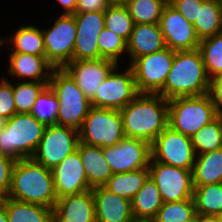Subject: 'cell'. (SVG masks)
<instances>
[{
	"mask_svg": "<svg viewBox=\"0 0 222 222\" xmlns=\"http://www.w3.org/2000/svg\"><path fill=\"white\" fill-rule=\"evenodd\" d=\"M6 40L0 39V45H2Z\"/></svg>",
	"mask_w": 222,
	"mask_h": 222,
	"instance_id": "52",
	"label": "cell"
},
{
	"mask_svg": "<svg viewBox=\"0 0 222 222\" xmlns=\"http://www.w3.org/2000/svg\"><path fill=\"white\" fill-rule=\"evenodd\" d=\"M149 177V168L136 171L113 174L104 187L112 193L127 198L130 201L140 190Z\"/></svg>",
	"mask_w": 222,
	"mask_h": 222,
	"instance_id": "28",
	"label": "cell"
},
{
	"mask_svg": "<svg viewBox=\"0 0 222 222\" xmlns=\"http://www.w3.org/2000/svg\"><path fill=\"white\" fill-rule=\"evenodd\" d=\"M148 168L149 176L156 183L163 202H179L193 197L192 170L151 160Z\"/></svg>",
	"mask_w": 222,
	"mask_h": 222,
	"instance_id": "13",
	"label": "cell"
},
{
	"mask_svg": "<svg viewBox=\"0 0 222 222\" xmlns=\"http://www.w3.org/2000/svg\"><path fill=\"white\" fill-rule=\"evenodd\" d=\"M79 142V131L74 128L57 124L46 126L32 159L52 170L77 150Z\"/></svg>",
	"mask_w": 222,
	"mask_h": 222,
	"instance_id": "9",
	"label": "cell"
},
{
	"mask_svg": "<svg viewBox=\"0 0 222 222\" xmlns=\"http://www.w3.org/2000/svg\"><path fill=\"white\" fill-rule=\"evenodd\" d=\"M45 129L46 125L30 113H16L0 130V154L16 161L32 158Z\"/></svg>",
	"mask_w": 222,
	"mask_h": 222,
	"instance_id": "4",
	"label": "cell"
},
{
	"mask_svg": "<svg viewBox=\"0 0 222 222\" xmlns=\"http://www.w3.org/2000/svg\"><path fill=\"white\" fill-rule=\"evenodd\" d=\"M112 3V0H77L75 13L105 11Z\"/></svg>",
	"mask_w": 222,
	"mask_h": 222,
	"instance_id": "42",
	"label": "cell"
},
{
	"mask_svg": "<svg viewBox=\"0 0 222 222\" xmlns=\"http://www.w3.org/2000/svg\"><path fill=\"white\" fill-rule=\"evenodd\" d=\"M9 73L20 78H30L32 82L49 83L54 66L45 56H36L26 53L10 54ZM48 71L45 73L44 70ZM44 73V74H43Z\"/></svg>",
	"mask_w": 222,
	"mask_h": 222,
	"instance_id": "22",
	"label": "cell"
},
{
	"mask_svg": "<svg viewBox=\"0 0 222 222\" xmlns=\"http://www.w3.org/2000/svg\"><path fill=\"white\" fill-rule=\"evenodd\" d=\"M76 40L72 61L99 59V33L105 28L104 11L75 13Z\"/></svg>",
	"mask_w": 222,
	"mask_h": 222,
	"instance_id": "16",
	"label": "cell"
},
{
	"mask_svg": "<svg viewBox=\"0 0 222 222\" xmlns=\"http://www.w3.org/2000/svg\"><path fill=\"white\" fill-rule=\"evenodd\" d=\"M14 48L12 53H26L45 56V46L42 30L33 25L21 26L10 38Z\"/></svg>",
	"mask_w": 222,
	"mask_h": 222,
	"instance_id": "30",
	"label": "cell"
},
{
	"mask_svg": "<svg viewBox=\"0 0 222 222\" xmlns=\"http://www.w3.org/2000/svg\"><path fill=\"white\" fill-rule=\"evenodd\" d=\"M49 85L59 100L57 125L79 131L92 108L91 101L63 68L53 70Z\"/></svg>",
	"mask_w": 222,
	"mask_h": 222,
	"instance_id": "5",
	"label": "cell"
},
{
	"mask_svg": "<svg viewBox=\"0 0 222 222\" xmlns=\"http://www.w3.org/2000/svg\"><path fill=\"white\" fill-rule=\"evenodd\" d=\"M45 57L54 68H63L72 61L76 40V21L73 14L63 13L51 29L42 31Z\"/></svg>",
	"mask_w": 222,
	"mask_h": 222,
	"instance_id": "12",
	"label": "cell"
},
{
	"mask_svg": "<svg viewBox=\"0 0 222 222\" xmlns=\"http://www.w3.org/2000/svg\"><path fill=\"white\" fill-rule=\"evenodd\" d=\"M104 26L121 36L126 42L133 30V20L123 3H112L104 11Z\"/></svg>",
	"mask_w": 222,
	"mask_h": 222,
	"instance_id": "34",
	"label": "cell"
},
{
	"mask_svg": "<svg viewBox=\"0 0 222 222\" xmlns=\"http://www.w3.org/2000/svg\"><path fill=\"white\" fill-rule=\"evenodd\" d=\"M205 0H168V3L180 12L190 23L194 24L198 8Z\"/></svg>",
	"mask_w": 222,
	"mask_h": 222,
	"instance_id": "40",
	"label": "cell"
},
{
	"mask_svg": "<svg viewBox=\"0 0 222 222\" xmlns=\"http://www.w3.org/2000/svg\"><path fill=\"white\" fill-rule=\"evenodd\" d=\"M166 48L159 24H134L127 41V52L131 62L135 58L158 52Z\"/></svg>",
	"mask_w": 222,
	"mask_h": 222,
	"instance_id": "21",
	"label": "cell"
},
{
	"mask_svg": "<svg viewBox=\"0 0 222 222\" xmlns=\"http://www.w3.org/2000/svg\"><path fill=\"white\" fill-rule=\"evenodd\" d=\"M53 216L59 222H96L92 189L78 195L57 199Z\"/></svg>",
	"mask_w": 222,
	"mask_h": 222,
	"instance_id": "20",
	"label": "cell"
},
{
	"mask_svg": "<svg viewBox=\"0 0 222 222\" xmlns=\"http://www.w3.org/2000/svg\"><path fill=\"white\" fill-rule=\"evenodd\" d=\"M116 66L118 65L114 61L100 58L97 60L71 61L63 69L76 82L86 97L91 100L103 80Z\"/></svg>",
	"mask_w": 222,
	"mask_h": 222,
	"instance_id": "18",
	"label": "cell"
},
{
	"mask_svg": "<svg viewBox=\"0 0 222 222\" xmlns=\"http://www.w3.org/2000/svg\"><path fill=\"white\" fill-rule=\"evenodd\" d=\"M119 112L125 136L150 145L168 127V100L160 94L140 93Z\"/></svg>",
	"mask_w": 222,
	"mask_h": 222,
	"instance_id": "1",
	"label": "cell"
},
{
	"mask_svg": "<svg viewBox=\"0 0 222 222\" xmlns=\"http://www.w3.org/2000/svg\"><path fill=\"white\" fill-rule=\"evenodd\" d=\"M113 3H125L127 0H112Z\"/></svg>",
	"mask_w": 222,
	"mask_h": 222,
	"instance_id": "49",
	"label": "cell"
},
{
	"mask_svg": "<svg viewBox=\"0 0 222 222\" xmlns=\"http://www.w3.org/2000/svg\"><path fill=\"white\" fill-rule=\"evenodd\" d=\"M7 197L54 208L57 202L52 170L32 158L16 161Z\"/></svg>",
	"mask_w": 222,
	"mask_h": 222,
	"instance_id": "2",
	"label": "cell"
},
{
	"mask_svg": "<svg viewBox=\"0 0 222 222\" xmlns=\"http://www.w3.org/2000/svg\"><path fill=\"white\" fill-rule=\"evenodd\" d=\"M196 215L219 216L222 213V183L194 186Z\"/></svg>",
	"mask_w": 222,
	"mask_h": 222,
	"instance_id": "29",
	"label": "cell"
},
{
	"mask_svg": "<svg viewBox=\"0 0 222 222\" xmlns=\"http://www.w3.org/2000/svg\"><path fill=\"white\" fill-rule=\"evenodd\" d=\"M116 68L103 80L90 100L92 107L121 110L140 94L131 67L123 74L116 73Z\"/></svg>",
	"mask_w": 222,
	"mask_h": 222,
	"instance_id": "11",
	"label": "cell"
},
{
	"mask_svg": "<svg viewBox=\"0 0 222 222\" xmlns=\"http://www.w3.org/2000/svg\"><path fill=\"white\" fill-rule=\"evenodd\" d=\"M57 199L91 190L78 149L52 169Z\"/></svg>",
	"mask_w": 222,
	"mask_h": 222,
	"instance_id": "17",
	"label": "cell"
},
{
	"mask_svg": "<svg viewBox=\"0 0 222 222\" xmlns=\"http://www.w3.org/2000/svg\"><path fill=\"white\" fill-rule=\"evenodd\" d=\"M48 84L29 80L27 82L20 81L15 84L16 86L12 84L16 113H30L37 97Z\"/></svg>",
	"mask_w": 222,
	"mask_h": 222,
	"instance_id": "37",
	"label": "cell"
},
{
	"mask_svg": "<svg viewBox=\"0 0 222 222\" xmlns=\"http://www.w3.org/2000/svg\"><path fill=\"white\" fill-rule=\"evenodd\" d=\"M65 8V14H75L77 0H57Z\"/></svg>",
	"mask_w": 222,
	"mask_h": 222,
	"instance_id": "44",
	"label": "cell"
},
{
	"mask_svg": "<svg viewBox=\"0 0 222 222\" xmlns=\"http://www.w3.org/2000/svg\"><path fill=\"white\" fill-rule=\"evenodd\" d=\"M99 59H109L118 65V57L126 51L127 42L118 34L104 28L98 36Z\"/></svg>",
	"mask_w": 222,
	"mask_h": 222,
	"instance_id": "38",
	"label": "cell"
},
{
	"mask_svg": "<svg viewBox=\"0 0 222 222\" xmlns=\"http://www.w3.org/2000/svg\"><path fill=\"white\" fill-rule=\"evenodd\" d=\"M16 160L13 158L0 154V190L6 195L10 191L12 184V172Z\"/></svg>",
	"mask_w": 222,
	"mask_h": 222,
	"instance_id": "41",
	"label": "cell"
},
{
	"mask_svg": "<svg viewBox=\"0 0 222 222\" xmlns=\"http://www.w3.org/2000/svg\"><path fill=\"white\" fill-rule=\"evenodd\" d=\"M175 51L166 47L130 62L139 93L158 94L171 70Z\"/></svg>",
	"mask_w": 222,
	"mask_h": 222,
	"instance_id": "8",
	"label": "cell"
},
{
	"mask_svg": "<svg viewBox=\"0 0 222 222\" xmlns=\"http://www.w3.org/2000/svg\"><path fill=\"white\" fill-rule=\"evenodd\" d=\"M219 114L208 94L168 100V126L188 137H192Z\"/></svg>",
	"mask_w": 222,
	"mask_h": 222,
	"instance_id": "6",
	"label": "cell"
},
{
	"mask_svg": "<svg viewBox=\"0 0 222 222\" xmlns=\"http://www.w3.org/2000/svg\"><path fill=\"white\" fill-rule=\"evenodd\" d=\"M191 141L196 155L213 152L222 148V114L203 126L192 137ZM198 151V152H197Z\"/></svg>",
	"mask_w": 222,
	"mask_h": 222,
	"instance_id": "31",
	"label": "cell"
},
{
	"mask_svg": "<svg viewBox=\"0 0 222 222\" xmlns=\"http://www.w3.org/2000/svg\"><path fill=\"white\" fill-rule=\"evenodd\" d=\"M159 26L166 47L174 51L198 49V38L194 25L169 3L164 7Z\"/></svg>",
	"mask_w": 222,
	"mask_h": 222,
	"instance_id": "15",
	"label": "cell"
},
{
	"mask_svg": "<svg viewBox=\"0 0 222 222\" xmlns=\"http://www.w3.org/2000/svg\"><path fill=\"white\" fill-rule=\"evenodd\" d=\"M6 122H7V119L4 116L0 115V130L5 127Z\"/></svg>",
	"mask_w": 222,
	"mask_h": 222,
	"instance_id": "47",
	"label": "cell"
},
{
	"mask_svg": "<svg viewBox=\"0 0 222 222\" xmlns=\"http://www.w3.org/2000/svg\"><path fill=\"white\" fill-rule=\"evenodd\" d=\"M195 32L200 40L222 32V6L220 0H205L198 8L194 22Z\"/></svg>",
	"mask_w": 222,
	"mask_h": 222,
	"instance_id": "27",
	"label": "cell"
},
{
	"mask_svg": "<svg viewBox=\"0 0 222 222\" xmlns=\"http://www.w3.org/2000/svg\"><path fill=\"white\" fill-rule=\"evenodd\" d=\"M80 142L102 148L111 147L125 136L119 110L92 107L79 130Z\"/></svg>",
	"mask_w": 222,
	"mask_h": 222,
	"instance_id": "7",
	"label": "cell"
},
{
	"mask_svg": "<svg viewBox=\"0 0 222 222\" xmlns=\"http://www.w3.org/2000/svg\"><path fill=\"white\" fill-rule=\"evenodd\" d=\"M188 222H198V215H196L192 220H190Z\"/></svg>",
	"mask_w": 222,
	"mask_h": 222,
	"instance_id": "50",
	"label": "cell"
},
{
	"mask_svg": "<svg viewBox=\"0 0 222 222\" xmlns=\"http://www.w3.org/2000/svg\"><path fill=\"white\" fill-rule=\"evenodd\" d=\"M103 155L113 174L148 168L151 145L146 141L124 137L117 144L103 148Z\"/></svg>",
	"mask_w": 222,
	"mask_h": 222,
	"instance_id": "14",
	"label": "cell"
},
{
	"mask_svg": "<svg viewBox=\"0 0 222 222\" xmlns=\"http://www.w3.org/2000/svg\"><path fill=\"white\" fill-rule=\"evenodd\" d=\"M210 78L199 49L175 51L171 70L158 93L166 100L208 93Z\"/></svg>",
	"mask_w": 222,
	"mask_h": 222,
	"instance_id": "3",
	"label": "cell"
},
{
	"mask_svg": "<svg viewBox=\"0 0 222 222\" xmlns=\"http://www.w3.org/2000/svg\"><path fill=\"white\" fill-rule=\"evenodd\" d=\"M59 100L48 84L39 94L30 112L39 122L49 125L57 124Z\"/></svg>",
	"mask_w": 222,
	"mask_h": 222,
	"instance_id": "35",
	"label": "cell"
},
{
	"mask_svg": "<svg viewBox=\"0 0 222 222\" xmlns=\"http://www.w3.org/2000/svg\"><path fill=\"white\" fill-rule=\"evenodd\" d=\"M160 191L149 176L131 200L132 215L135 221H152L163 204Z\"/></svg>",
	"mask_w": 222,
	"mask_h": 222,
	"instance_id": "24",
	"label": "cell"
},
{
	"mask_svg": "<svg viewBox=\"0 0 222 222\" xmlns=\"http://www.w3.org/2000/svg\"><path fill=\"white\" fill-rule=\"evenodd\" d=\"M220 221L222 222V213L218 216Z\"/></svg>",
	"mask_w": 222,
	"mask_h": 222,
	"instance_id": "53",
	"label": "cell"
},
{
	"mask_svg": "<svg viewBox=\"0 0 222 222\" xmlns=\"http://www.w3.org/2000/svg\"><path fill=\"white\" fill-rule=\"evenodd\" d=\"M6 197L7 195L2 190H0V206L4 204Z\"/></svg>",
	"mask_w": 222,
	"mask_h": 222,
	"instance_id": "48",
	"label": "cell"
},
{
	"mask_svg": "<svg viewBox=\"0 0 222 222\" xmlns=\"http://www.w3.org/2000/svg\"><path fill=\"white\" fill-rule=\"evenodd\" d=\"M196 157L192 169L193 185L222 183V148Z\"/></svg>",
	"mask_w": 222,
	"mask_h": 222,
	"instance_id": "25",
	"label": "cell"
},
{
	"mask_svg": "<svg viewBox=\"0 0 222 222\" xmlns=\"http://www.w3.org/2000/svg\"><path fill=\"white\" fill-rule=\"evenodd\" d=\"M134 222H151V221H134Z\"/></svg>",
	"mask_w": 222,
	"mask_h": 222,
	"instance_id": "54",
	"label": "cell"
},
{
	"mask_svg": "<svg viewBox=\"0 0 222 222\" xmlns=\"http://www.w3.org/2000/svg\"><path fill=\"white\" fill-rule=\"evenodd\" d=\"M0 222H8L5 205L0 206Z\"/></svg>",
	"mask_w": 222,
	"mask_h": 222,
	"instance_id": "46",
	"label": "cell"
},
{
	"mask_svg": "<svg viewBox=\"0 0 222 222\" xmlns=\"http://www.w3.org/2000/svg\"><path fill=\"white\" fill-rule=\"evenodd\" d=\"M52 222H59V221L53 216Z\"/></svg>",
	"mask_w": 222,
	"mask_h": 222,
	"instance_id": "51",
	"label": "cell"
},
{
	"mask_svg": "<svg viewBox=\"0 0 222 222\" xmlns=\"http://www.w3.org/2000/svg\"><path fill=\"white\" fill-rule=\"evenodd\" d=\"M8 222H52L53 208L6 197Z\"/></svg>",
	"mask_w": 222,
	"mask_h": 222,
	"instance_id": "26",
	"label": "cell"
},
{
	"mask_svg": "<svg viewBox=\"0 0 222 222\" xmlns=\"http://www.w3.org/2000/svg\"><path fill=\"white\" fill-rule=\"evenodd\" d=\"M198 49L208 77L217 78L222 74V32L200 40Z\"/></svg>",
	"mask_w": 222,
	"mask_h": 222,
	"instance_id": "33",
	"label": "cell"
},
{
	"mask_svg": "<svg viewBox=\"0 0 222 222\" xmlns=\"http://www.w3.org/2000/svg\"><path fill=\"white\" fill-rule=\"evenodd\" d=\"M96 222H134L131 201L110 192L104 186L92 189Z\"/></svg>",
	"mask_w": 222,
	"mask_h": 222,
	"instance_id": "19",
	"label": "cell"
},
{
	"mask_svg": "<svg viewBox=\"0 0 222 222\" xmlns=\"http://www.w3.org/2000/svg\"><path fill=\"white\" fill-rule=\"evenodd\" d=\"M16 114L15 99L12 84L4 77L0 83V115L6 119Z\"/></svg>",
	"mask_w": 222,
	"mask_h": 222,
	"instance_id": "39",
	"label": "cell"
},
{
	"mask_svg": "<svg viewBox=\"0 0 222 222\" xmlns=\"http://www.w3.org/2000/svg\"><path fill=\"white\" fill-rule=\"evenodd\" d=\"M196 216L193 198L164 202L151 222H188Z\"/></svg>",
	"mask_w": 222,
	"mask_h": 222,
	"instance_id": "36",
	"label": "cell"
},
{
	"mask_svg": "<svg viewBox=\"0 0 222 222\" xmlns=\"http://www.w3.org/2000/svg\"><path fill=\"white\" fill-rule=\"evenodd\" d=\"M167 4L168 0H127L124 3L134 24H159Z\"/></svg>",
	"mask_w": 222,
	"mask_h": 222,
	"instance_id": "32",
	"label": "cell"
},
{
	"mask_svg": "<svg viewBox=\"0 0 222 222\" xmlns=\"http://www.w3.org/2000/svg\"><path fill=\"white\" fill-rule=\"evenodd\" d=\"M195 150L188 137L169 126L151 144V160L178 168L192 170Z\"/></svg>",
	"mask_w": 222,
	"mask_h": 222,
	"instance_id": "10",
	"label": "cell"
},
{
	"mask_svg": "<svg viewBox=\"0 0 222 222\" xmlns=\"http://www.w3.org/2000/svg\"><path fill=\"white\" fill-rule=\"evenodd\" d=\"M198 222H221L218 216L198 215Z\"/></svg>",
	"mask_w": 222,
	"mask_h": 222,
	"instance_id": "45",
	"label": "cell"
},
{
	"mask_svg": "<svg viewBox=\"0 0 222 222\" xmlns=\"http://www.w3.org/2000/svg\"><path fill=\"white\" fill-rule=\"evenodd\" d=\"M77 149L85 169L89 187L93 189L104 186L113 173L104 158L103 148L79 142Z\"/></svg>",
	"mask_w": 222,
	"mask_h": 222,
	"instance_id": "23",
	"label": "cell"
},
{
	"mask_svg": "<svg viewBox=\"0 0 222 222\" xmlns=\"http://www.w3.org/2000/svg\"><path fill=\"white\" fill-rule=\"evenodd\" d=\"M216 109L222 114V74L217 78L210 79L208 93Z\"/></svg>",
	"mask_w": 222,
	"mask_h": 222,
	"instance_id": "43",
	"label": "cell"
}]
</instances>
